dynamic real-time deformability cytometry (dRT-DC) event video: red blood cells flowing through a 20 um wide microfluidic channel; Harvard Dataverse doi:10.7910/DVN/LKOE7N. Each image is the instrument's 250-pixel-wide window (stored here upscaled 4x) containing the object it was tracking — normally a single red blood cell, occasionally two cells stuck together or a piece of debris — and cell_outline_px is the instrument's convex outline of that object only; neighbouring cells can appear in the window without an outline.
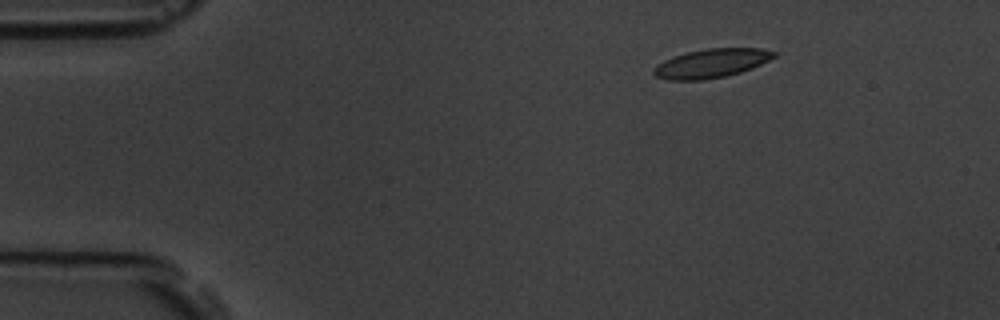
{"species": "common noctule bat (a hibernating species)", "species_latin": "Nyctalus noctula", "temperature_condition": "room temperature", "stored_images_in_passage": 50, "camera_frame_rate_fps": 3000, "um_per_image_px": 0.085, "animal": {"sex": "male", "body_mass_g": 19.5, "forearm_length_mm": 54.6}, "frame": {"image": 1, "passage_image": 1, "time_ms": 0.0, "image_size_px": [1000, 320], "cell_outline_px": [[776, 56], [752, 68], [740, 72], [724, 76], [700, 80], [668, 80], [656, 76], [652, 72], [652, 68], [656, 64], [672, 56], [688, 52], [708, 48], [760, 48], [776, 52]], "centroid_in_image_um": [60.42, 5.38], "position_along_channel_um": 24.6, "area_um2": 20.17}}
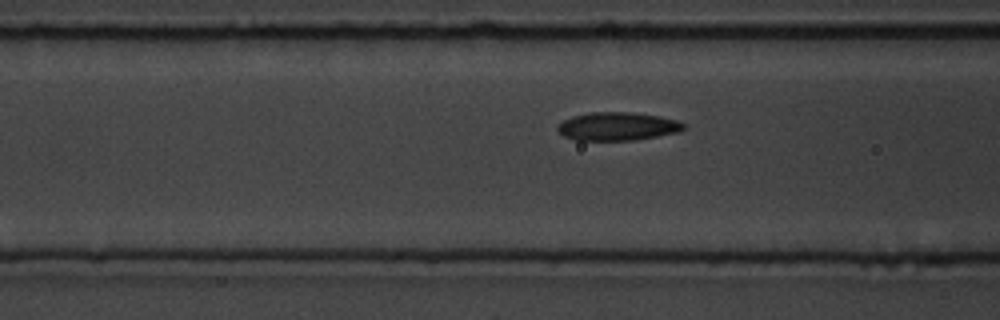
{"frame": {"image": 2, "passage_image": 15, "time_ms": 4.667, "image_size_px": [1000, 320], "cell_outline_px": [[684, 128], [680, 132], [636, 140], [576, 140], [564, 136], [556, 128], [556, 124], [572, 116], [592, 112], [632, 112], [660, 116], [676, 120], [684, 124]], "centroid_in_image_um": [52.48, 10.74], "position_along_channel_um": 114.1, "area_um2": 20.81}}
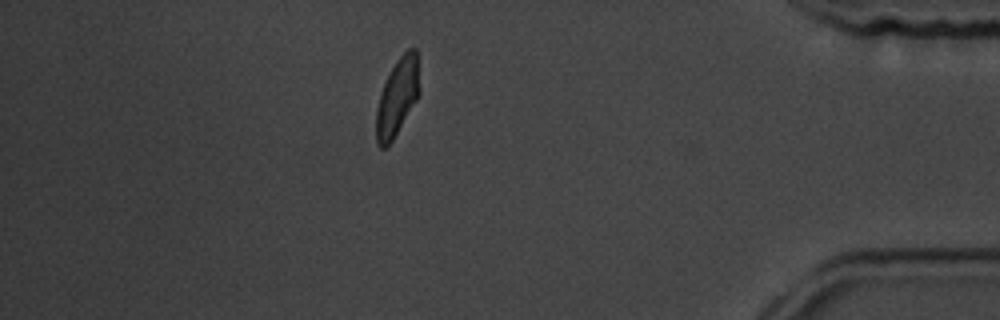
{"frame": {"image": 3, "passage_image": 43, "time_ms": 14.0, "image_size_px": [1000, 320], "cell_outline_px": [[420, 92], [416, 100], [392, 140], [384, 148], [380, 148], [376, 144], [376, 108], [380, 92], [396, 60], [408, 48], [416, 48], [420, 88]], "centroid_in_image_um": [33.76, 8.24], "position_along_channel_um": 401.4, "area_um2": 19.31}, "authors_computed_cell_mechanics": {"area_um2": 20.2878, "velocity_mm_per_s": 3.5189, "shape_relaxation_time_tau1_ms": 5.1276, "shape_relaxation_time_tau2_ms": 1.8809, "deformation_change_tau1": 0.1537, "deformation_change_tau2": 0.064}}